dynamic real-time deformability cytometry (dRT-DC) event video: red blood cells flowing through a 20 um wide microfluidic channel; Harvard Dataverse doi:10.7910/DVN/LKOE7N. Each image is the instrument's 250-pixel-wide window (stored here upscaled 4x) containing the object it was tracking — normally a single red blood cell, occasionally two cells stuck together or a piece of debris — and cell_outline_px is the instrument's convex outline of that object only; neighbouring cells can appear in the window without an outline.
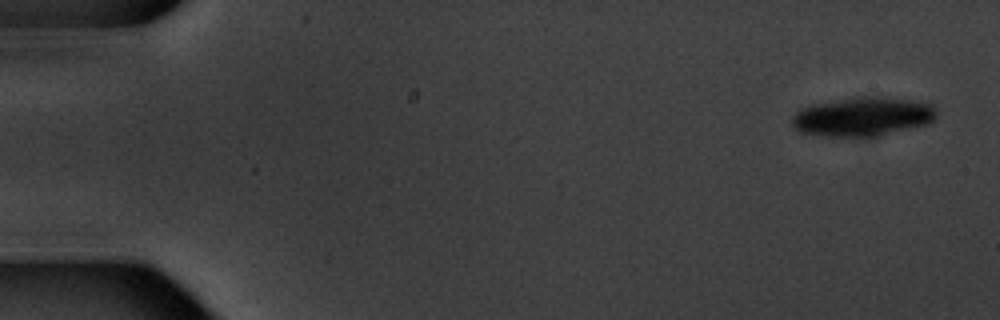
{"species": "common noctule bat (a hibernating species)", "species_latin": "Nyctalus noctula", "temperature_condition": "warm", "stored_images_in_passage": 5, "camera_frame_rate_fps": 3000, "um_per_image_px": 0.085, "animal": {"sex": "male", "body_mass_g": 20.1, "forearm_length_mm": 53.5}, "frame": {"image": 1, "passage_image": 1, "time_ms": 0.0, "image_size_px": [1000, 320], "cell_outline_px": [[936, 116], [928, 124], [876, 136], [824, 136], [800, 132], [792, 124], [792, 116], [800, 108], [812, 104], [860, 96], [880, 96], [916, 100], [932, 104], [936, 112]], "centroid_in_image_um": [73.33, 9.89], "position_along_channel_um": 11.7, "area_um2": 32.89}}